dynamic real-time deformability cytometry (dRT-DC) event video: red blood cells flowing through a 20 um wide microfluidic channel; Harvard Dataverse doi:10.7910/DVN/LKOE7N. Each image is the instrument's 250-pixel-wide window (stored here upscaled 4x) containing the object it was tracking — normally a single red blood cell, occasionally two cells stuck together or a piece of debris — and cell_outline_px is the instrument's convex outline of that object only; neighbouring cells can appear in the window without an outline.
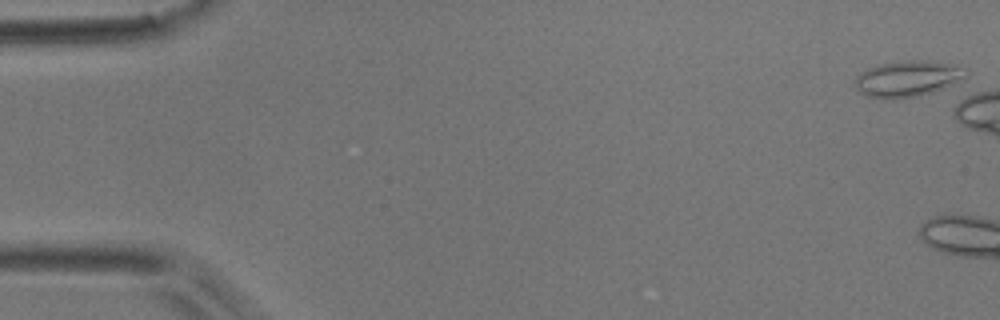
{"species": "common noctule bat (a hibernating species)", "species_latin": "Nyctalus noctula", "temperature_condition": "room temperature", "stored_images_in_passage": 1, "camera_frame_rate_fps": 3000, "um_per_image_px": 0.085, "animal": {"sex": "male", "body_mass_g": 17.9}, "frame": {"image": 1, "passage_image": 1, "time_ms": 0.0, "image_size_px": [1000, 320], "cell_outline_px": [[968, 80], [916, 96], [896, 100], [892, 100], [868, 96], [860, 92], [856, 88], [856, 76], [860, 72], [876, 64], [904, 60], [928, 60], [956, 64], [968, 68]], "centroid_in_image_um": [77.23, 6.67], "position_along_channel_um": 7.8, "area_um2": 23.93}}